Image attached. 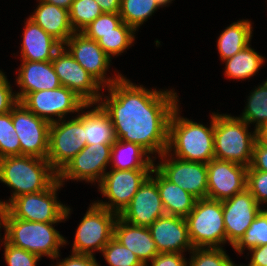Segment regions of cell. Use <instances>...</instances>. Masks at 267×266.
<instances>
[{
    "label": "cell",
    "instance_id": "cell-4",
    "mask_svg": "<svg viewBox=\"0 0 267 266\" xmlns=\"http://www.w3.org/2000/svg\"><path fill=\"white\" fill-rule=\"evenodd\" d=\"M58 222H33L18 218H1L4 227V240L11 245L25 249L40 258L47 256L51 259L60 257L59 248L67 243L53 224Z\"/></svg>",
    "mask_w": 267,
    "mask_h": 266
},
{
    "label": "cell",
    "instance_id": "cell-25",
    "mask_svg": "<svg viewBox=\"0 0 267 266\" xmlns=\"http://www.w3.org/2000/svg\"><path fill=\"white\" fill-rule=\"evenodd\" d=\"M153 173L155 177L152 176ZM151 174L150 177L157 183L166 215L185 218L193 210L197 198L169 181L155 166Z\"/></svg>",
    "mask_w": 267,
    "mask_h": 266
},
{
    "label": "cell",
    "instance_id": "cell-30",
    "mask_svg": "<svg viewBox=\"0 0 267 266\" xmlns=\"http://www.w3.org/2000/svg\"><path fill=\"white\" fill-rule=\"evenodd\" d=\"M238 118L248 125L255 123L254 129L258 132L267 124V79L250 92L244 111Z\"/></svg>",
    "mask_w": 267,
    "mask_h": 266
},
{
    "label": "cell",
    "instance_id": "cell-10",
    "mask_svg": "<svg viewBox=\"0 0 267 266\" xmlns=\"http://www.w3.org/2000/svg\"><path fill=\"white\" fill-rule=\"evenodd\" d=\"M21 102L29 111L36 116L52 123L64 119L68 113L88 109L92 104H86L80 97L67 87L60 86L51 90H42L26 94Z\"/></svg>",
    "mask_w": 267,
    "mask_h": 266
},
{
    "label": "cell",
    "instance_id": "cell-17",
    "mask_svg": "<svg viewBox=\"0 0 267 266\" xmlns=\"http://www.w3.org/2000/svg\"><path fill=\"white\" fill-rule=\"evenodd\" d=\"M247 169L235 162L212 159L207 163V198L222 202L243 192Z\"/></svg>",
    "mask_w": 267,
    "mask_h": 266
},
{
    "label": "cell",
    "instance_id": "cell-29",
    "mask_svg": "<svg viewBox=\"0 0 267 266\" xmlns=\"http://www.w3.org/2000/svg\"><path fill=\"white\" fill-rule=\"evenodd\" d=\"M225 65V76L227 78L245 80L258 72L265 62L264 57L247 45L233 57L223 61Z\"/></svg>",
    "mask_w": 267,
    "mask_h": 266
},
{
    "label": "cell",
    "instance_id": "cell-9",
    "mask_svg": "<svg viewBox=\"0 0 267 266\" xmlns=\"http://www.w3.org/2000/svg\"><path fill=\"white\" fill-rule=\"evenodd\" d=\"M151 171L152 169H112L106 172L98 184V188L99 192L109 200L108 202L98 200L96 203L119 216L129 205L140 186L150 176Z\"/></svg>",
    "mask_w": 267,
    "mask_h": 266
},
{
    "label": "cell",
    "instance_id": "cell-38",
    "mask_svg": "<svg viewBox=\"0 0 267 266\" xmlns=\"http://www.w3.org/2000/svg\"><path fill=\"white\" fill-rule=\"evenodd\" d=\"M119 13L104 12L90 23L83 31L88 38L98 41L103 34L116 32V28L122 23Z\"/></svg>",
    "mask_w": 267,
    "mask_h": 266
},
{
    "label": "cell",
    "instance_id": "cell-45",
    "mask_svg": "<svg viewBox=\"0 0 267 266\" xmlns=\"http://www.w3.org/2000/svg\"><path fill=\"white\" fill-rule=\"evenodd\" d=\"M249 251L252 253V256L249 264L246 266H267V244L253 247Z\"/></svg>",
    "mask_w": 267,
    "mask_h": 266
},
{
    "label": "cell",
    "instance_id": "cell-49",
    "mask_svg": "<svg viewBox=\"0 0 267 266\" xmlns=\"http://www.w3.org/2000/svg\"><path fill=\"white\" fill-rule=\"evenodd\" d=\"M259 136L267 141V124L264 126V128L259 132Z\"/></svg>",
    "mask_w": 267,
    "mask_h": 266
},
{
    "label": "cell",
    "instance_id": "cell-7",
    "mask_svg": "<svg viewBox=\"0 0 267 266\" xmlns=\"http://www.w3.org/2000/svg\"><path fill=\"white\" fill-rule=\"evenodd\" d=\"M193 248H222L226 243L222 202L197 199L193 210L185 217Z\"/></svg>",
    "mask_w": 267,
    "mask_h": 266
},
{
    "label": "cell",
    "instance_id": "cell-28",
    "mask_svg": "<svg viewBox=\"0 0 267 266\" xmlns=\"http://www.w3.org/2000/svg\"><path fill=\"white\" fill-rule=\"evenodd\" d=\"M250 20H240L227 26L217 39L218 53L222 61L233 57L250 44L252 35Z\"/></svg>",
    "mask_w": 267,
    "mask_h": 266
},
{
    "label": "cell",
    "instance_id": "cell-47",
    "mask_svg": "<svg viewBox=\"0 0 267 266\" xmlns=\"http://www.w3.org/2000/svg\"><path fill=\"white\" fill-rule=\"evenodd\" d=\"M42 1L64 8L66 10H70L73 2V0H42Z\"/></svg>",
    "mask_w": 267,
    "mask_h": 266
},
{
    "label": "cell",
    "instance_id": "cell-12",
    "mask_svg": "<svg viewBox=\"0 0 267 266\" xmlns=\"http://www.w3.org/2000/svg\"><path fill=\"white\" fill-rule=\"evenodd\" d=\"M11 116L21 145V155L47 159L51 123L36 116L21 102L12 108Z\"/></svg>",
    "mask_w": 267,
    "mask_h": 266
},
{
    "label": "cell",
    "instance_id": "cell-1",
    "mask_svg": "<svg viewBox=\"0 0 267 266\" xmlns=\"http://www.w3.org/2000/svg\"><path fill=\"white\" fill-rule=\"evenodd\" d=\"M98 104L109 115L117 140L139 144L149 154L167 150L168 125L179 104L174 90H151L122 76ZM104 97V98H103Z\"/></svg>",
    "mask_w": 267,
    "mask_h": 266
},
{
    "label": "cell",
    "instance_id": "cell-31",
    "mask_svg": "<svg viewBox=\"0 0 267 266\" xmlns=\"http://www.w3.org/2000/svg\"><path fill=\"white\" fill-rule=\"evenodd\" d=\"M157 9L155 0H121L119 14L124 23L137 30Z\"/></svg>",
    "mask_w": 267,
    "mask_h": 266
},
{
    "label": "cell",
    "instance_id": "cell-27",
    "mask_svg": "<svg viewBox=\"0 0 267 266\" xmlns=\"http://www.w3.org/2000/svg\"><path fill=\"white\" fill-rule=\"evenodd\" d=\"M149 155L139 144L116 140L111 149V169H153L156 157Z\"/></svg>",
    "mask_w": 267,
    "mask_h": 266
},
{
    "label": "cell",
    "instance_id": "cell-6",
    "mask_svg": "<svg viewBox=\"0 0 267 266\" xmlns=\"http://www.w3.org/2000/svg\"><path fill=\"white\" fill-rule=\"evenodd\" d=\"M63 187L58 179L46 190L14 198L4 209L1 218H18L33 222H63L70 208L57 201V190ZM63 220V221H62Z\"/></svg>",
    "mask_w": 267,
    "mask_h": 266
},
{
    "label": "cell",
    "instance_id": "cell-48",
    "mask_svg": "<svg viewBox=\"0 0 267 266\" xmlns=\"http://www.w3.org/2000/svg\"><path fill=\"white\" fill-rule=\"evenodd\" d=\"M155 1H156L158 8H160V7L162 8V7H164V5H165V7L167 4L169 5V3H171L173 0H155Z\"/></svg>",
    "mask_w": 267,
    "mask_h": 266
},
{
    "label": "cell",
    "instance_id": "cell-14",
    "mask_svg": "<svg viewBox=\"0 0 267 266\" xmlns=\"http://www.w3.org/2000/svg\"><path fill=\"white\" fill-rule=\"evenodd\" d=\"M112 145H86L58 172V181L65 184V180L72 179L92 184L96 181L99 184L106 173V166L111 162Z\"/></svg>",
    "mask_w": 267,
    "mask_h": 266
},
{
    "label": "cell",
    "instance_id": "cell-2",
    "mask_svg": "<svg viewBox=\"0 0 267 266\" xmlns=\"http://www.w3.org/2000/svg\"><path fill=\"white\" fill-rule=\"evenodd\" d=\"M179 105H177L169 120L168 145L166 152L176 158L209 163L214 156V113L211 115L210 126L193 122L192 119L180 117ZM174 149V150H173Z\"/></svg>",
    "mask_w": 267,
    "mask_h": 266
},
{
    "label": "cell",
    "instance_id": "cell-41",
    "mask_svg": "<svg viewBox=\"0 0 267 266\" xmlns=\"http://www.w3.org/2000/svg\"><path fill=\"white\" fill-rule=\"evenodd\" d=\"M12 91L7 76L0 70V114L10 112L19 102L16 93Z\"/></svg>",
    "mask_w": 267,
    "mask_h": 266
},
{
    "label": "cell",
    "instance_id": "cell-37",
    "mask_svg": "<svg viewBox=\"0 0 267 266\" xmlns=\"http://www.w3.org/2000/svg\"><path fill=\"white\" fill-rule=\"evenodd\" d=\"M190 254L189 266H236L223 248H193Z\"/></svg>",
    "mask_w": 267,
    "mask_h": 266
},
{
    "label": "cell",
    "instance_id": "cell-5",
    "mask_svg": "<svg viewBox=\"0 0 267 266\" xmlns=\"http://www.w3.org/2000/svg\"><path fill=\"white\" fill-rule=\"evenodd\" d=\"M248 124L238 117L214 113L215 159L231 161L249 167L253 147L259 132H249Z\"/></svg>",
    "mask_w": 267,
    "mask_h": 266
},
{
    "label": "cell",
    "instance_id": "cell-21",
    "mask_svg": "<svg viewBox=\"0 0 267 266\" xmlns=\"http://www.w3.org/2000/svg\"><path fill=\"white\" fill-rule=\"evenodd\" d=\"M21 61L16 77L17 86L21 89L20 92L16 93L18 101L28 93L51 90L62 86L52 61Z\"/></svg>",
    "mask_w": 267,
    "mask_h": 266
},
{
    "label": "cell",
    "instance_id": "cell-33",
    "mask_svg": "<svg viewBox=\"0 0 267 266\" xmlns=\"http://www.w3.org/2000/svg\"><path fill=\"white\" fill-rule=\"evenodd\" d=\"M267 244V209H262L255 217L250 227L245 231L244 236L233 247V249L242 254L245 248L248 250Z\"/></svg>",
    "mask_w": 267,
    "mask_h": 266
},
{
    "label": "cell",
    "instance_id": "cell-22",
    "mask_svg": "<svg viewBox=\"0 0 267 266\" xmlns=\"http://www.w3.org/2000/svg\"><path fill=\"white\" fill-rule=\"evenodd\" d=\"M113 238L131 250L145 266L158 254L148 227L132 225L119 216L114 224Z\"/></svg>",
    "mask_w": 267,
    "mask_h": 266
},
{
    "label": "cell",
    "instance_id": "cell-13",
    "mask_svg": "<svg viewBox=\"0 0 267 266\" xmlns=\"http://www.w3.org/2000/svg\"><path fill=\"white\" fill-rule=\"evenodd\" d=\"M61 85L73 91L86 104L96 105L103 88L62 46L51 60Z\"/></svg>",
    "mask_w": 267,
    "mask_h": 266
},
{
    "label": "cell",
    "instance_id": "cell-43",
    "mask_svg": "<svg viewBox=\"0 0 267 266\" xmlns=\"http://www.w3.org/2000/svg\"><path fill=\"white\" fill-rule=\"evenodd\" d=\"M181 253H158L151 261V266H188Z\"/></svg>",
    "mask_w": 267,
    "mask_h": 266
},
{
    "label": "cell",
    "instance_id": "cell-34",
    "mask_svg": "<svg viewBox=\"0 0 267 266\" xmlns=\"http://www.w3.org/2000/svg\"><path fill=\"white\" fill-rule=\"evenodd\" d=\"M102 13L94 0H73L69 10L70 24L75 32H82Z\"/></svg>",
    "mask_w": 267,
    "mask_h": 266
},
{
    "label": "cell",
    "instance_id": "cell-46",
    "mask_svg": "<svg viewBox=\"0 0 267 266\" xmlns=\"http://www.w3.org/2000/svg\"><path fill=\"white\" fill-rule=\"evenodd\" d=\"M107 13H119L121 0H94Z\"/></svg>",
    "mask_w": 267,
    "mask_h": 266
},
{
    "label": "cell",
    "instance_id": "cell-8",
    "mask_svg": "<svg viewBox=\"0 0 267 266\" xmlns=\"http://www.w3.org/2000/svg\"><path fill=\"white\" fill-rule=\"evenodd\" d=\"M117 217L116 213L94 201L77 227L72 252L86 255H93L98 250L102 252L103 247L113 238Z\"/></svg>",
    "mask_w": 267,
    "mask_h": 266
},
{
    "label": "cell",
    "instance_id": "cell-11",
    "mask_svg": "<svg viewBox=\"0 0 267 266\" xmlns=\"http://www.w3.org/2000/svg\"><path fill=\"white\" fill-rule=\"evenodd\" d=\"M85 146L84 126L76 117L50 124L47 160L57 173Z\"/></svg>",
    "mask_w": 267,
    "mask_h": 266
},
{
    "label": "cell",
    "instance_id": "cell-15",
    "mask_svg": "<svg viewBox=\"0 0 267 266\" xmlns=\"http://www.w3.org/2000/svg\"><path fill=\"white\" fill-rule=\"evenodd\" d=\"M73 58L102 86L109 87L123 75L106 78L111 59L99 46L98 42L88 38L82 32H74L63 44Z\"/></svg>",
    "mask_w": 267,
    "mask_h": 266
},
{
    "label": "cell",
    "instance_id": "cell-35",
    "mask_svg": "<svg viewBox=\"0 0 267 266\" xmlns=\"http://www.w3.org/2000/svg\"><path fill=\"white\" fill-rule=\"evenodd\" d=\"M15 155H21V145L10 111L0 114V158Z\"/></svg>",
    "mask_w": 267,
    "mask_h": 266
},
{
    "label": "cell",
    "instance_id": "cell-20",
    "mask_svg": "<svg viewBox=\"0 0 267 266\" xmlns=\"http://www.w3.org/2000/svg\"><path fill=\"white\" fill-rule=\"evenodd\" d=\"M148 228L158 253L183 254L186 249L189 250L188 252L193 250L184 217L164 215L156 219Z\"/></svg>",
    "mask_w": 267,
    "mask_h": 266
},
{
    "label": "cell",
    "instance_id": "cell-32",
    "mask_svg": "<svg viewBox=\"0 0 267 266\" xmlns=\"http://www.w3.org/2000/svg\"><path fill=\"white\" fill-rule=\"evenodd\" d=\"M136 30L122 22L116 32H108L97 41L102 50L111 58L121 55L126 49H129L135 40Z\"/></svg>",
    "mask_w": 267,
    "mask_h": 266
},
{
    "label": "cell",
    "instance_id": "cell-16",
    "mask_svg": "<svg viewBox=\"0 0 267 266\" xmlns=\"http://www.w3.org/2000/svg\"><path fill=\"white\" fill-rule=\"evenodd\" d=\"M154 165L169 181L192 194L197 199L207 198V164L185 161L168 152L161 154Z\"/></svg>",
    "mask_w": 267,
    "mask_h": 266
},
{
    "label": "cell",
    "instance_id": "cell-39",
    "mask_svg": "<svg viewBox=\"0 0 267 266\" xmlns=\"http://www.w3.org/2000/svg\"><path fill=\"white\" fill-rule=\"evenodd\" d=\"M246 189L259 205L267 203V172L254 170L249 166L247 169Z\"/></svg>",
    "mask_w": 267,
    "mask_h": 266
},
{
    "label": "cell",
    "instance_id": "cell-26",
    "mask_svg": "<svg viewBox=\"0 0 267 266\" xmlns=\"http://www.w3.org/2000/svg\"><path fill=\"white\" fill-rule=\"evenodd\" d=\"M83 112L75 117L84 126L86 145L113 144L117 140L111 119L99 104Z\"/></svg>",
    "mask_w": 267,
    "mask_h": 266
},
{
    "label": "cell",
    "instance_id": "cell-42",
    "mask_svg": "<svg viewBox=\"0 0 267 266\" xmlns=\"http://www.w3.org/2000/svg\"><path fill=\"white\" fill-rule=\"evenodd\" d=\"M254 170L267 172V141L260 136L253 147V157L250 165Z\"/></svg>",
    "mask_w": 267,
    "mask_h": 266
},
{
    "label": "cell",
    "instance_id": "cell-44",
    "mask_svg": "<svg viewBox=\"0 0 267 266\" xmlns=\"http://www.w3.org/2000/svg\"><path fill=\"white\" fill-rule=\"evenodd\" d=\"M54 266H100L97 263L94 255L73 253L71 256L57 262Z\"/></svg>",
    "mask_w": 267,
    "mask_h": 266
},
{
    "label": "cell",
    "instance_id": "cell-3",
    "mask_svg": "<svg viewBox=\"0 0 267 266\" xmlns=\"http://www.w3.org/2000/svg\"><path fill=\"white\" fill-rule=\"evenodd\" d=\"M57 179L58 173L47 159L28 155L0 158V181L14 190L8 202L0 200V208L20 195L48 189Z\"/></svg>",
    "mask_w": 267,
    "mask_h": 266
},
{
    "label": "cell",
    "instance_id": "cell-24",
    "mask_svg": "<svg viewBox=\"0 0 267 266\" xmlns=\"http://www.w3.org/2000/svg\"><path fill=\"white\" fill-rule=\"evenodd\" d=\"M38 1L39 5L29 18L63 45L75 32L70 24L69 10Z\"/></svg>",
    "mask_w": 267,
    "mask_h": 266
},
{
    "label": "cell",
    "instance_id": "cell-19",
    "mask_svg": "<svg viewBox=\"0 0 267 266\" xmlns=\"http://www.w3.org/2000/svg\"><path fill=\"white\" fill-rule=\"evenodd\" d=\"M164 215L166 213L157 183L149 176L119 217L132 225L149 227Z\"/></svg>",
    "mask_w": 267,
    "mask_h": 266
},
{
    "label": "cell",
    "instance_id": "cell-23",
    "mask_svg": "<svg viewBox=\"0 0 267 266\" xmlns=\"http://www.w3.org/2000/svg\"><path fill=\"white\" fill-rule=\"evenodd\" d=\"M25 24L20 52L21 59L51 61L63 45L30 18L27 19Z\"/></svg>",
    "mask_w": 267,
    "mask_h": 266
},
{
    "label": "cell",
    "instance_id": "cell-36",
    "mask_svg": "<svg viewBox=\"0 0 267 266\" xmlns=\"http://www.w3.org/2000/svg\"><path fill=\"white\" fill-rule=\"evenodd\" d=\"M102 255L109 266H145L131 250L114 238L103 247Z\"/></svg>",
    "mask_w": 267,
    "mask_h": 266
},
{
    "label": "cell",
    "instance_id": "cell-40",
    "mask_svg": "<svg viewBox=\"0 0 267 266\" xmlns=\"http://www.w3.org/2000/svg\"><path fill=\"white\" fill-rule=\"evenodd\" d=\"M5 245L4 258L8 266H36L37 261L41 258L25 249L9 244L1 240Z\"/></svg>",
    "mask_w": 267,
    "mask_h": 266
},
{
    "label": "cell",
    "instance_id": "cell-50",
    "mask_svg": "<svg viewBox=\"0 0 267 266\" xmlns=\"http://www.w3.org/2000/svg\"><path fill=\"white\" fill-rule=\"evenodd\" d=\"M1 216H2V208H0V229H1Z\"/></svg>",
    "mask_w": 267,
    "mask_h": 266
},
{
    "label": "cell",
    "instance_id": "cell-18",
    "mask_svg": "<svg viewBox=\"0 0 267 266\" xmlns=\"http://www.w3.org/2000/svg\"><path fill=\"white\" fill-rule=\"evenodd\" d=\"M222 208L226 242L234 247L262 209L247 189L222 201Z\"/></svg>",
    "mask_w": 267,
    "mask_h": 266
}]
</instances>
